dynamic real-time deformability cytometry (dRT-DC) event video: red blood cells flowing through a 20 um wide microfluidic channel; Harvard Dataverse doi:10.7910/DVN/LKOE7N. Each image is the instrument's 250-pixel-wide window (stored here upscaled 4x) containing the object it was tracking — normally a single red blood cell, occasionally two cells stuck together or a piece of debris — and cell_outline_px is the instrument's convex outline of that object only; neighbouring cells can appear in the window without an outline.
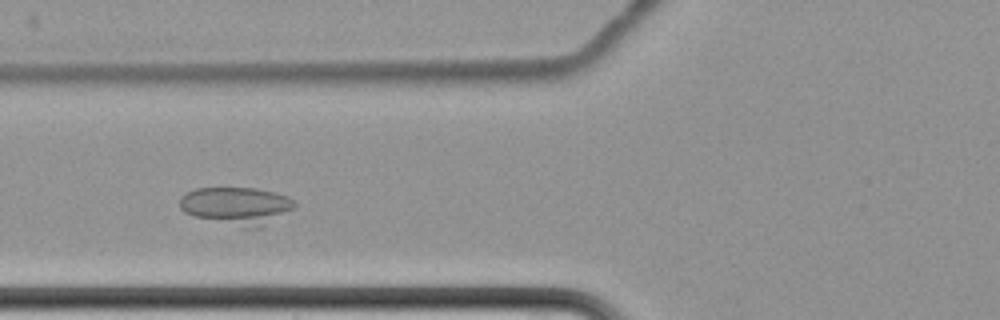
{"species": "common noctule bat (a hibernating species)", "species_latin": "Nyctalus noctula", "temperature_condition": "cold", "stored_images_in_passage": 10, "camera_frame_rate_fps": 3000, "um_per_image_px": 0.085, "animal": {"sex": "female", "body_mass_g": 22.7, "forearm_length_mm": 54.2}, "frame": {"image": 1, "passage_image": 6, "time_ms": 6.0, "image_size_px": [1000, 320], "cell_outline_px": [[296, 204], [292, 208], [264, 228], [244, 228], [196, 216], [184, 212], [180, 208], [180, 196], [196, 188], [256, 188], [288, 196]], "centroid_in_image_um": [20.11, 17.5], "position_along_channel_um": 105.7, "area_um2": 24.97}}
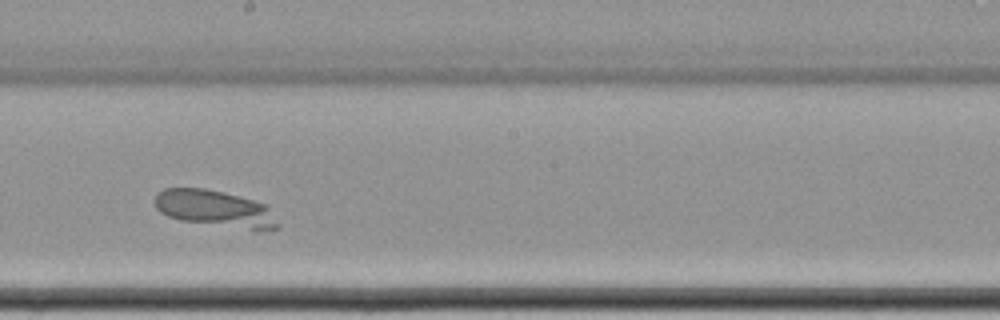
{"frame": {"image": 2, "passage_image": 9, "time_ms": 9.667, "image_size_px": [1000, 320], "cell_outline_px": [[280, 228], [256, 232], [252, 232], [180, 220], [168, 216], [160, 212], [156, 208], [152, 200], [156, 192], [164, 188], [204, 188], [252, 200], [264, 204], [268, 208], [280, 224]], "centroid_in_image_um": [18.27, 17.78], "position_along_channel_um": 229.9, "area_um2": 26.93}}
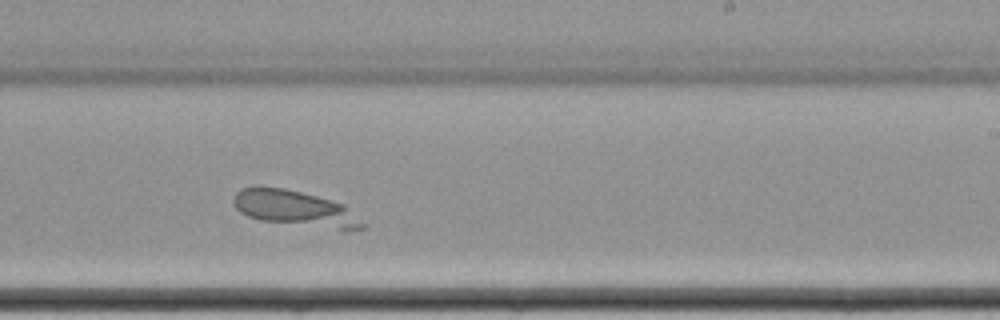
{"frame": {"image": 3, "passage_image": 10, "time_ms": 10.667, "image_size_px": [1000, 320], "cell_outline_px": [[368, 224], [364, 228], [344, 232], [340, 232], [260, 220], [248, 216], [240, 212], [236, 208], [232, 200], [236, 192], [240, 188], [256, 184], [260, 184], [284, 188], [316, 196], [344, 204]], "centroid_in_image_um": [25.13, 17.75], "position_along_channel_um": 263.9, "area_um2": 28.15}}